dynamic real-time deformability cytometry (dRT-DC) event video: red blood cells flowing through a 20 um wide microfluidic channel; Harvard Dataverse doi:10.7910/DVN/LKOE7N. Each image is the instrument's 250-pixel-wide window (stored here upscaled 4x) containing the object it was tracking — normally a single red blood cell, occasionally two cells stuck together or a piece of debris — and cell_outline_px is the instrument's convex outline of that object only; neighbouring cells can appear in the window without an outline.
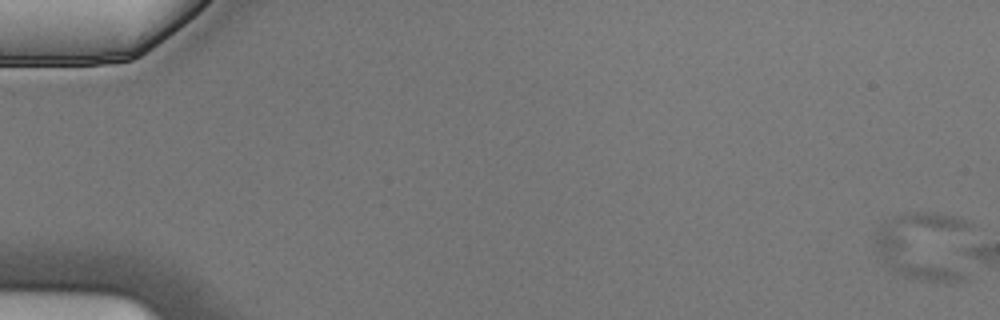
{"species": "Egyptian fruit bat (a non-hibernating species)", "species_latin": "Rousettus aegyptiacus", "temperature_condition": "cold", "stored_images_in_passage": 5, "segment_of_instrument_passage": [1, 2], "camera_frame_rate_fps": 3000, "um_per_image_px": 0.085, "animal": {"sex": "male"}, "frame": {"image": 1, "passage_image": 1, "time_ms": 0.0, "image_size_px": [1000, 320], "cell_outline_px": [[968, 224], [964, 276], [960, 280], [948, 284], [916, 280], [904, 276], [896, 272], [876, 252], [872, 244], [876, 232], [880, 224], [904, 212], [932, 212], [956, 216], [964, 220]], "centroid_in_image_um": [78.56, 20.91], "position_along_channel_um": 6.4, "area_um2": 39.59}}